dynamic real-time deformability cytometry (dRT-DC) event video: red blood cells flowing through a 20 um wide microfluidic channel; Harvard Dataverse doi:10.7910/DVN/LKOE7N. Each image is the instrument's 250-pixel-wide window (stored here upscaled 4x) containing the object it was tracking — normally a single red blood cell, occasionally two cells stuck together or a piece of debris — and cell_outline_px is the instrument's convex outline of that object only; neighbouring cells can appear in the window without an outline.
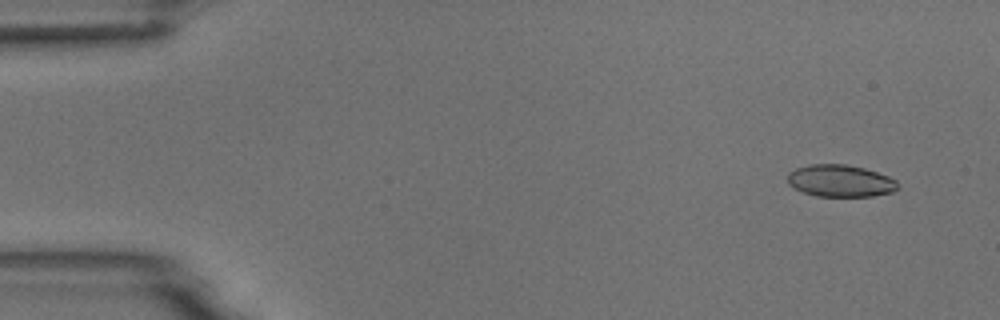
{"species": "common noctule bat (a hibernating species)", "species_latin": "Nyctalus noctula", "temperature_condition": "room temperature", "stored_images_in_passage": 54, "camera_frame_rate_fps": 3000, "um_per_image_px": 0.085, "animal": {"sex": "male", "body_mass_g": 18.8}, "frame": {"image": 1, "passage_image": 4, "time_ms": 1.0, "image_size_px": [1000, 320], "cell_outline_px": [[896, 188], [892, 192], [872, 196], [816, 196], [804, 192], [788, 184], [788, 172], [796, 168], [808, 164], [848, 164], [864, 168], [888, 176], [896, 180]], "centroid_in_image_um": [71.4, 15.36], "position_along_channel_um": 13.6, "area_um2": 20.46}}
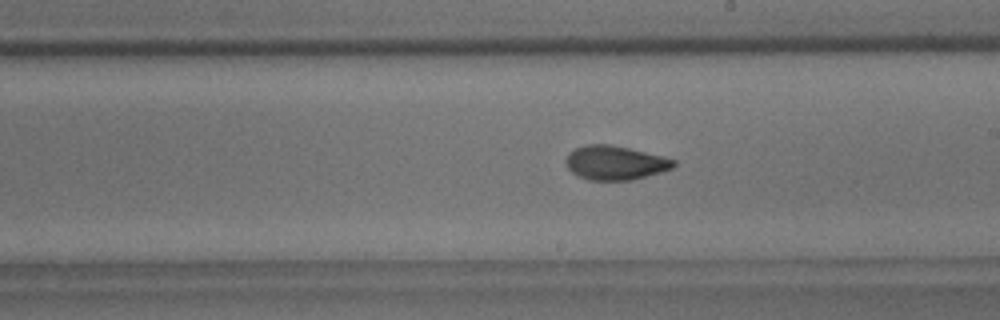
{"frame": {"image": 2, "passage_image": 31, "time_ms": 10.0, "image_size_px": [1000, 320], "cell_outline_px": [[676, 164], [672, 168], [660, 172], [632, 180], [588, 180], [576, 176], [568, 168], [564, 160], [568, 152], [576, 148], [588, 144], [608, 144], [628, 148], [664, 156], [676, 160]], "centroid_in_image_um": [52.26, 13.84], "position_along_channel_um": 236.7, "area_um2": 21.5}}
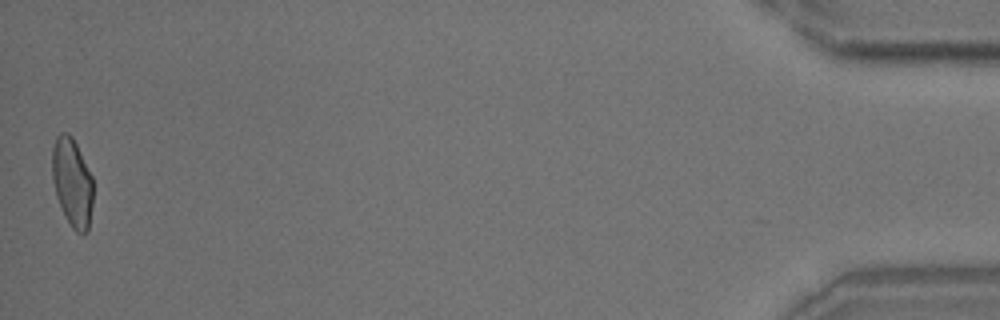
{"frame": {"image": 3, "passage_image": 54, "time_ms": 17.667, "image_size_px": [1000, 320], "cell_outline_px": [[92, 204], [88, 232], [76, 232], [72, 228], [56, 196], [52, 180], [52, 148], [56, 136], [60, 132], [68, 132], [72, 136], [92, 176]], "centroid_in_image_um": [6.12, 15.46], "position_along_channel_um": 429.1, "area_um2": 20.98}, "authors_computed_cell_mechanics": {"area_um2": 21.1548, "velocity_mm_per_s": 3.724, "shape_relaxation_time_tau1_ms": null, "shape_relaxation_time_tau2_ms": 1.6618, "deformation_change_tau1": null, "deformation_change_tau2": 0.0693}}